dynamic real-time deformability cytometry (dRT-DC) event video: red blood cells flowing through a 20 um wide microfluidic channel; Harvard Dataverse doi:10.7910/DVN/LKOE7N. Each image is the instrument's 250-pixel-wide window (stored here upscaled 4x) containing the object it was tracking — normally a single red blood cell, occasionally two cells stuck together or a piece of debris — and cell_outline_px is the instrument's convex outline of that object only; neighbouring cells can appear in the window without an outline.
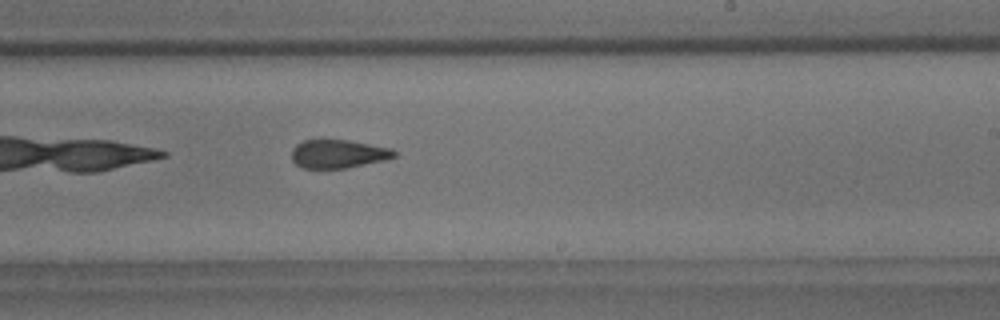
{"species": "common noctule bat (a hibernating species)", "species_latin": "Nyctalus noctula", "temperature_condition": "room temperature", "stored_images_in_passage": 38, "camera_frame_rate_fps": 3000, "um_per_image_px": 0.085, "animal": {"sex": "male", "body_mass_g": 18.8}, "frame": {"image": 1, "passage_image": 17, "time_ms": 5.333, "image_size_px": [1000, 320], "cell_outline_px": [[396, 156], [384, 160], [344, 168], [304, 168], [296, 164], [292, 160], [292, 148], [296, 144], [304, 140], [320, 136], [348, 140], [392, 148], [396, 152]], "centroid_in_image_um": [28.69, 13.02], "position_along_channel_um": 260.3, "area_um2": 17.51}, "authors_computed_cell_mechanics": {"area_um2": 18.2359, "velocity_mm_per_s": 3.7582, "shape_relaxation_time_tau1_ms": 5.9261, "shape_relaxation_time_tau2_ms": 2.1687, "deformation_change_tau1": 0.1787, "deformation_change_tau2": 0.1143}}